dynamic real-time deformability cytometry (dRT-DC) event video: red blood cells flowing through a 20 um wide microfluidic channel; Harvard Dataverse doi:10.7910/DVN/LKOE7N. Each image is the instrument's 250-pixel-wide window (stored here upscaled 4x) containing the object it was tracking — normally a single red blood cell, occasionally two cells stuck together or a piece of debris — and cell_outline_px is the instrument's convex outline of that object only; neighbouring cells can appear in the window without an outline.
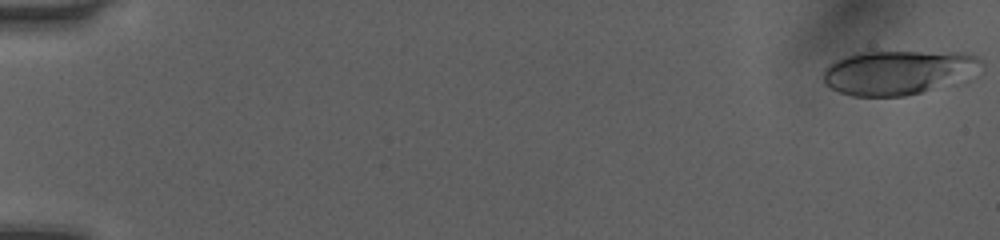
{"species": "human", "species_latin": "Homo sapiens", "temperature_condition": "room temperature", "stored_images_in_passage": 51, "camera_frame_rate_fps": 3000, "um_per_image_px": 0.085, "donor": {"sex": "female"}, "frame": {"image": 1, "passage_image": 1, "time_ms": 0.0, "image_size_px": [1000, 240], "cell_outline_px": [[984, 64], [968, 84], [904, 96], [852, 96], [840, 92], [824, 84], [824, 68], [828, 64], [844, 56], [856, 52], [972, 52], [980, 56], [984, 60]], "centroid_in_image_um": [76.56, 6.16], "position_along_channel_um": 8.4, "area_um2": 42.66}}
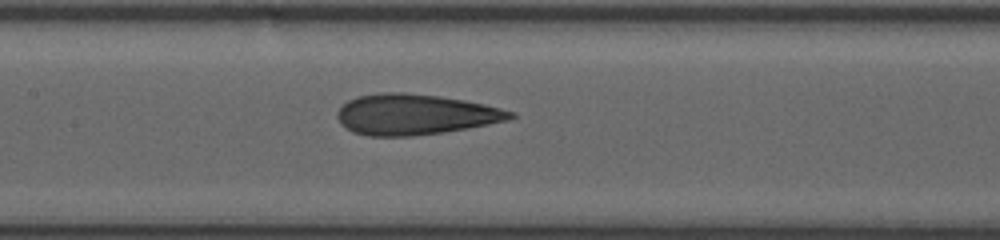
{"frame": {"image": 2, "passage_image": 26, "time_ms": 8.333, "image_size_px": [1000, 240], "cell_outline_px": [[516, 116], [508, 120], [468, 128], [444, 132], [412, 136], [368, 136], [352, 132], [340, 124], [336, 116], [336, 112], [348, 100], [360, 96], [380, 92], [404, 92], [440, 96], [464, 100], [484, 104], [516, 112]], "centroid_in_image_um": [35.27, 9.73], "position_along_channel_um": 172.1, "area_um2": 41.1}}
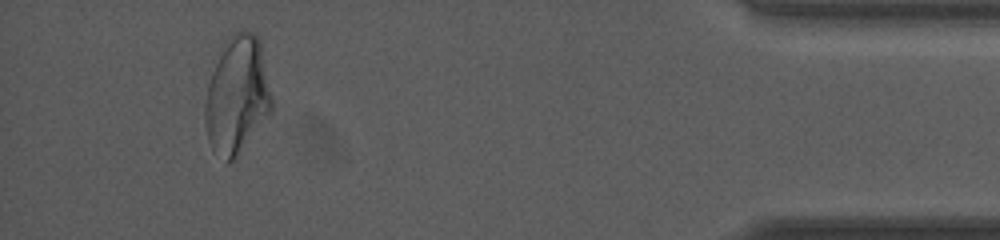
{"frame": {"image": 3, "passage_image": 48, "time_ms": 15.667, "image_size_px": [1000, 240], "cell_outline_px": [[272, 112], [236, 160], [228, 164], [212, 148], [208, 140], [204, 120], [204, 104], [212, 60], [224, 40], [232, 32], [244, 28], [256, 32], [260, 36], [272, 96]], "centroid_in_image_um": [20.14, 8.03], "position_along_channel_um": 415.1, "area_um2": 47.63}, "authors_computed_cell_mechanics": {"area_um2": 40.8646, "velocity_mm_per_s": 4.0656, "shape_relaxation_time_tau1_ms": 8.7445, "shape_relaxation_time_tau2_ms": 1.1743, "deformation_change_tau1": 0.2455, "deformation_change_tau2": 0.0976}}